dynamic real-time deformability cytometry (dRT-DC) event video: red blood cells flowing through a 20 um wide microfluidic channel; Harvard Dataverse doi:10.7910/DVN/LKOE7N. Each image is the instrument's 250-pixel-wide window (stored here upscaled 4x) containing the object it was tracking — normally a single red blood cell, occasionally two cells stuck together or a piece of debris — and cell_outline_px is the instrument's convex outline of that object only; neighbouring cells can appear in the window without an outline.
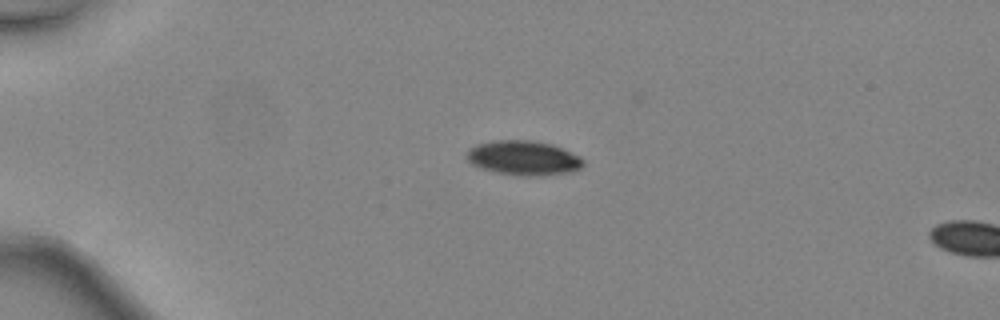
{"species": "common noctule bat (a hibernating species)", "species_latin": "Nyctalus noctula", "temperature_condition": "warm", "stored_images_in_passage": 4, "camera_frame_rate_fps": 3000, "um_per_image_px": 0.085, "animal": {"sex": "female", "body_mass_g": 24.6, "forearm_length_mm": 56.2}, "frame": {"image": 1, "passage_image": 1, "time_ms": 0.0, "image_size_px": [1000, 320], "cell_outline_px": [[584, 164], [580, 168], [572, 172], [544, 176], [524, 176], [496, 172], [480, 168], [472, 164], [464, 156], [464, 152], [468, 148], [476, 144], [492, 140], [532, 140], [552, 144], [580, 156], [584, 160]], "centroid_in_image_um": [44.47, 13.42], "position_along_channel_um": 40.5, "area_um2": 23.87}}